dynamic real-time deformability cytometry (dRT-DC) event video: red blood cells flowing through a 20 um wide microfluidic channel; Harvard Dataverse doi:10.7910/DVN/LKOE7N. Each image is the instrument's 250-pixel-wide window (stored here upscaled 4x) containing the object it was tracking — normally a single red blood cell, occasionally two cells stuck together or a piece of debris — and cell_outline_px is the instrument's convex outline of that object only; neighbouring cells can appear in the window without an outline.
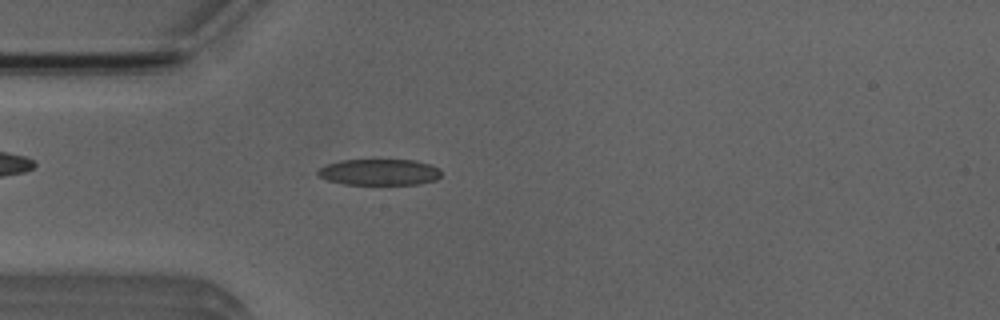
{"species": "Egyptian fruit bat (a non-hibernating species)", "species_latin": "Rousettus aegyptiacus", "temperature_condition": "room temperature", "stored_images_in_passage": 51, "camera_frame_rate_fps": 3000, "um_per_image_px": 0.085, "animal": {"sex": "male"}, "frame": {"image": 1, "passage_image": 14, "time_ms": 4.333, "image_size_px": [1000, 320], "cell_outline_px": [[440, 176], [436, 180], [416, 184], [344, 184], [328, 180], [320, 176], [316, 172], [320, 168], [328, 164], [340, 160], [412, 160], [428, 164], [440, 168]], "centroid_in_image_um": [32.25, 14.63], "position_along_channel_um": 52.8, "area_um2": 18.61}}
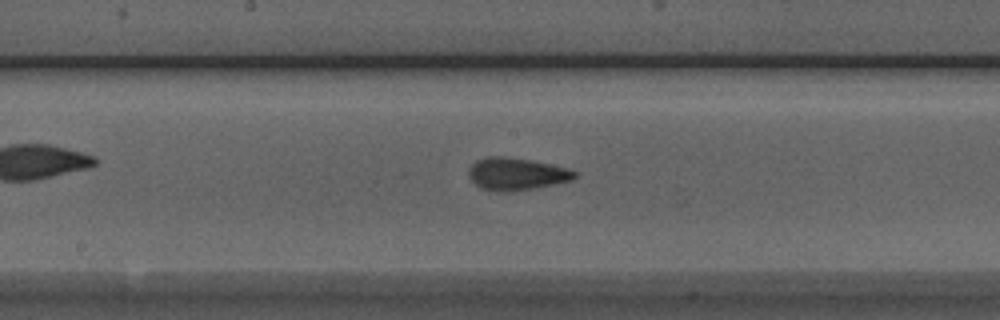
{"frame": {"image": 2, "passage_image": 26, "time_ms": 8.333, "image_size_px": [1000, 320], "cell_outline_px": [[576, 176], [572, 180], [556, 184], [536, 188], [512, 192], [496, 192], [480, 188], [468, 176], [468, 168], [476, 160], [484, 156], [504, 156], [532, 160], [568, 168], [576, 172]], "centroid_in_image_um": [43.87, 14.79], "position_along_channel_um": 204.3, "area_um2": 20.35}}
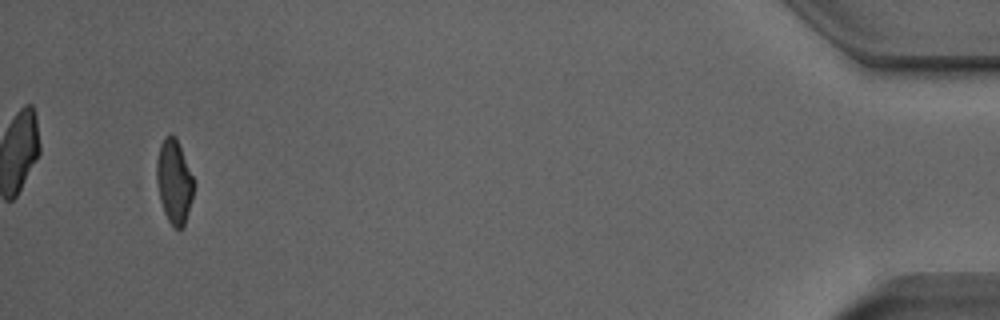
{"frame": {"image": 3, "passage_image": 49, "time_ms": 16.0, "image_size_px": [1000, 320], "cell_outline_px": [[196, 180], [192, 200], [184, 228], [180, 232], [168, 220], [164, 212], [152, 184], [156, 160], [160, 144], [164, 136], [176, 136]], "centroid_in_image_um": [14.77, 15.45], "position_along_channel_um": 420.4, "area_um2": 19.48}, "authors_computed_cell_mechanics": {"area_um2": 18.9584, "velocity_mm_per_s": 3.9313, "shape_relaxation_time_tau1_ms": 4.3146, "shape_relaxation_time_tau2_ms": 1.4123, "deformation_change_tau1": 0.1745, "deformation_change_tau2": 0.0922}}